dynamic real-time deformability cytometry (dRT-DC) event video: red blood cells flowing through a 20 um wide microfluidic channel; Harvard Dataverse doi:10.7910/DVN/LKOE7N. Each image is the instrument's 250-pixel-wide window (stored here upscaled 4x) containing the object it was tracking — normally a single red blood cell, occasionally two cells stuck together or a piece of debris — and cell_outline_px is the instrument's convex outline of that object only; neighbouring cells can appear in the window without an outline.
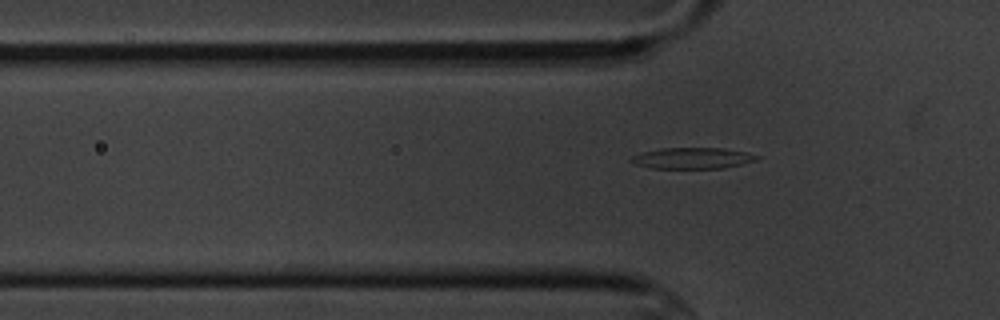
{"species": "common noctule bat (a hibernating species)", "species_latin": "Nyctalus noctula", "temperature_condition": "cold", "stored_images_in_passage": 7, "camera_frame_rate_fps": 3000, "um_per_image_px": 0.085, "animal": {"sex": "male", "body_mass_g": 20.1, "forearm_length_mm": 53.5}, "frame": {"image": 1, "passage_image": 7, "time_ms": 8.0, "image_size_px": [1000, 320], "cell_outline_px": [[760, 156], [756, 160], [724, 168], [652, 168], [636, 164], [628, 160], [632, 156], [644, 152], [660, 148], [724, 148], [744, 152]], "centroid_in_image_um": [58.84, 13.44], "position_along_channel_um": 67.0, "area_um2": 15.26}}